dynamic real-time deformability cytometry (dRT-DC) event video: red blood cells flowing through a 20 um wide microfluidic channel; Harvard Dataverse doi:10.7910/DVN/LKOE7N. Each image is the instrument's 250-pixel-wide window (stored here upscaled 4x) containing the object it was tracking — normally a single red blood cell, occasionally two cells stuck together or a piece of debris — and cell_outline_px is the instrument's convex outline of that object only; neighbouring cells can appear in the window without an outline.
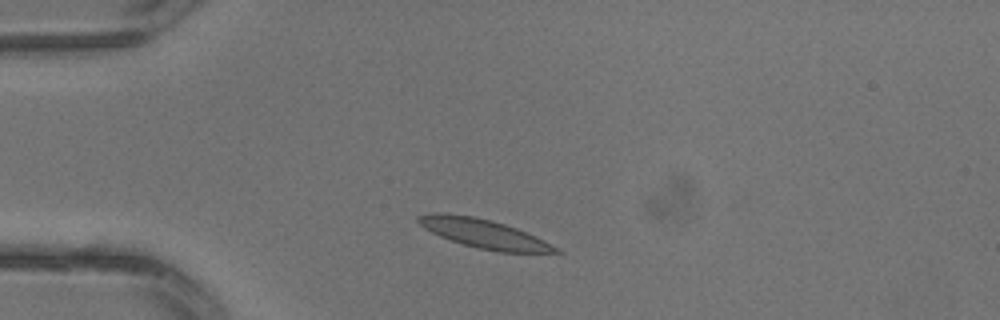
{"species": "common noctule bat (a hibernating species)", "species_latin": "Nyctalus noctula", "temperature_condition": "warm", "stored_images_in_passage": 1, "camera_frame_rate_fps": 3000, "um_per_image_px": 0.085, "animal": {"sex": "male", "body_mass_g": 13.3}, "frame": {"image": 1, "passage_image": 1, "time_ms": 0.0, "image_size_px": [1000, 320], "cell_outline_px": [[564, 252], [500, 252], [480, 248], [464, 244], [440, 236], [424, 228], [416, 220], [416, 216], [432, 212], [440, 212], [472, 216], [492, 220], [516, 228], [536, 236], [544, 240]], "centroid_in_image_um": [41.09, 19.84], "position_along_channel_um": 43.9, "area_um2": 22.83}}